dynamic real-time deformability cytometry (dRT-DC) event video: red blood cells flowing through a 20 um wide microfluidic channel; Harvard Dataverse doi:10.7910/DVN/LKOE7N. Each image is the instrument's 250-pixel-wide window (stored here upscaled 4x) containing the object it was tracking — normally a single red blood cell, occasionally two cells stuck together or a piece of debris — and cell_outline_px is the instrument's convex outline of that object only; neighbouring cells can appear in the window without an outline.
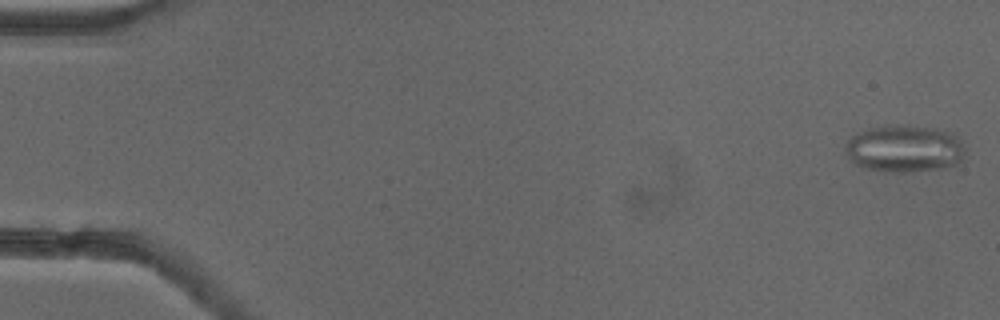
{"species": "common noctule bat (a hibernating species)", "species_latin": "Nyctalus noctula", "temperature_condition": "cold", "stored_images_in_passage": 53, "camera_frame_rate_fps": 3000, "um_per_image_px": 0.085, "animal": {"sex": "female"}, "frame": {"image": 1, "passage_image": 1, "time_ms": 0.0, "image_size_px": [1000, 320], "cell_outline_px": [[964, 156], [956, 164], [944, 168], [912, 172], [884, 172], [864, 168], [856, 164], [844, 152], [844, 148], [848, 140], [852, 136], [868, 128], [888, 124], [908, 124], [932, 128], [952, 132], [960, 140], [964, 148]], "centroid_in_image_um": [76.86, 12.63], "position_along_channel_um": 8.1, "area_um2": 33.41}}
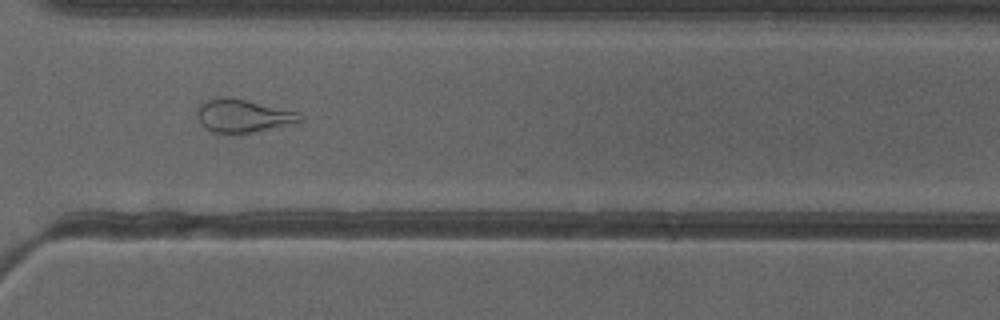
{"frame": {"image": 2, "passage_image": 39, "time_ms": 12.667, "image_size_px": [1000, 320], "cell_outline_px": [[304, 120], [300, 124], [252, 132], [212, 132], [204, 128], [200, 124], [196, 116], [196, 112], [200, 104], [216, 96], [232, 96], [300, 112], [304, 116]], "centroid_in_image_um": [20.73, 9.82], "position_along_channel_um": 349.9, "area_um2": 20.52}}
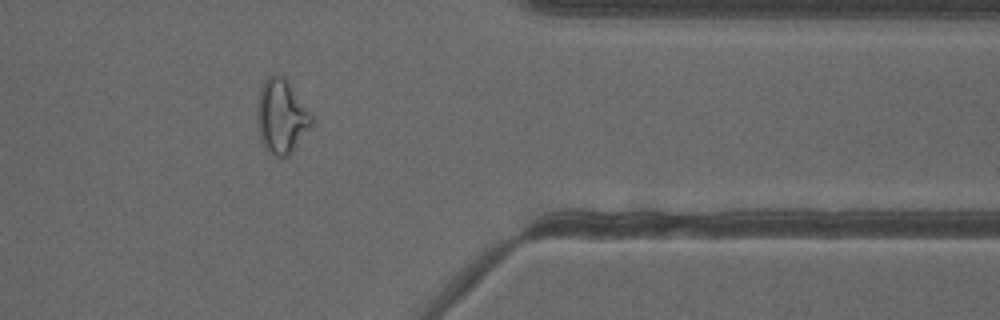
{"frame": {"image": 3, "passage_image": 43, "time_ms": 14.0, "image_size_px": [1000, 320], "cell_outline_px": [[312, 124], [288, 156], [280, 160], [264, 144], [260, 136], [260, 88], [264, 80], [268, 76], [280, 76], [288, 84], [312, 116]], "centroid_in_image_um": [23.95, 9.94], "position_along_channel_um": 387.5, "area_um2": 21.79}, "authors_computed_cell_mechanics": {"area_um2": 23.9292, "velocity_mm_per_s": 3.9188, "shape_relaxation_time_tau1_ms": null, "shape_relaxation_time_tau2_ms": 2.0267, "deformation_change_tau1": null, "deformation_change_tau2": 0.1126}}